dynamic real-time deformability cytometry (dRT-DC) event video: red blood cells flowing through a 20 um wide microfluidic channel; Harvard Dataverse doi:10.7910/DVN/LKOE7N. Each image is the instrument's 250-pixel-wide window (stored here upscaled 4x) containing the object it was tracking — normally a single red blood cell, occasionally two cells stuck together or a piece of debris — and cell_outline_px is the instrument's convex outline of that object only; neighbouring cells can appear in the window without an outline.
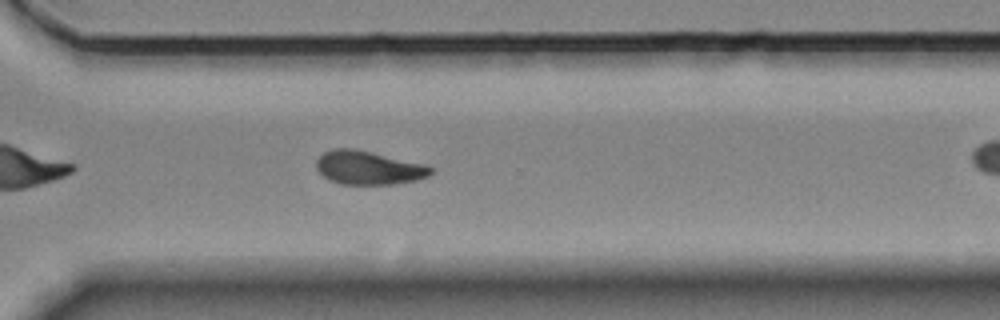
{"species": "Egyptian fruit bat (a non-hibernating species)", "species_latin": "Rousettus aegyptiacus", "temperature_condition": "room temperature", "stored_images_in_passage": 33, "camera_frame_rate_fps": 3000, "um_per_image_px": 0.085, "animal": {"sex": "female"}, "frame": {"image": 1, "passage_image": 28, "time_ms": 9.0, "image_size_px": [1000, 320], "cell_outline_px": [[432, 172], [428, 176], [416, 180], [392, 184], [340, 184], [328, 180], [316, 168], [316, 160], [324, 152], [332, 148], [352, 148], [428, 164], [432, 168]], "centroid_in_image_um": [31.32, 14.25], "position_along_channel_um": 339.3, "area_um2": 22.48}}